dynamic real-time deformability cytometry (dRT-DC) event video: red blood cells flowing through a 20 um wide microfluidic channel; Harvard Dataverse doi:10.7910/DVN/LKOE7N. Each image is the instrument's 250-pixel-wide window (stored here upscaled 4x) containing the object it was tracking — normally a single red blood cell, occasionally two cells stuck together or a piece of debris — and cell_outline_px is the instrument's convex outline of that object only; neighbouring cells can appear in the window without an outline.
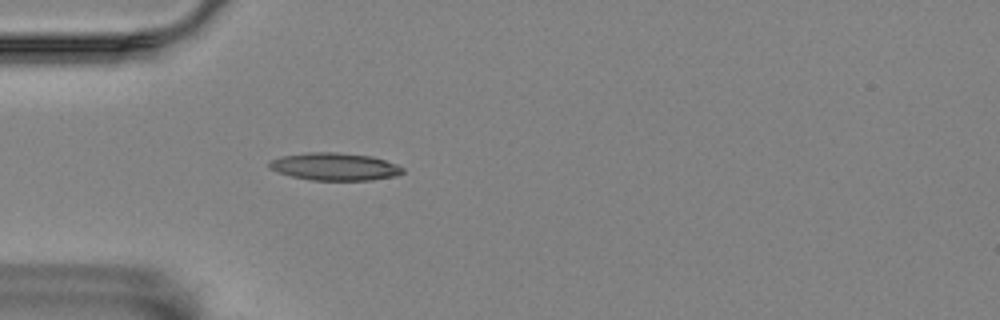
{"species": "Egyptian fruit bat (a non-hibernating species)", "species_latin": "Rousettus aegyptiacus", "temperature_condition": "room temperature", "stored_images_in_passage": 41, "camera_frame_rate_fps": 3000, "um_per_image_px": 0.085, "animal": {"sex": "female"}, "frame": {"image": 1, "passage_image": 1, "time_ms": 0.0, "image_size_px": [1000, 320], "cell_outline_px": [[404, 172], [396, 176], [372, 180], [312, 180], [292, 176], [276, 172], [268, 168], [268, 160], [280, 156], [308, 152], [336, 152], [372, 156], [396, 164], [404, 168]], "centroid_in_image_um": [28.41, 14.16], "position_along_channel_um": 56.6, "area_um2": 21.62}}
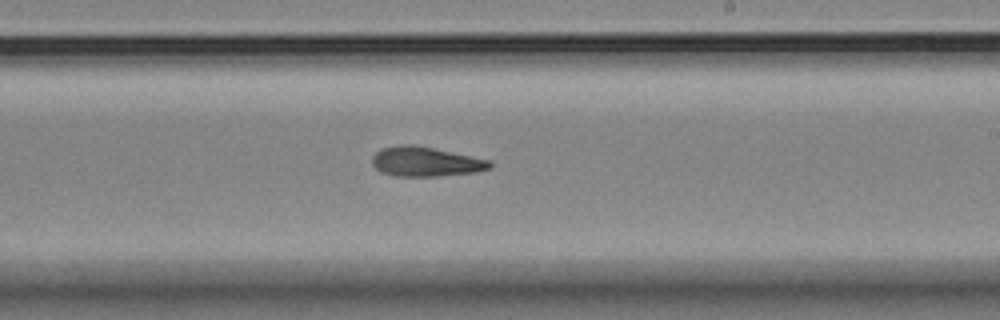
{"frame": {"image": 2, "passage_image": 18, "time_ms": 5.667, "image_size_px": [1000, 320], "cell_outline_px": [[492, 168], [476, 172], [436, 176], [392, 176], [380, 172], [372, 164], [372, 156], [380, 148], [400, 144], [416, 144], [492, 160]], "centroid_in_image_um": [36.17, 13.73], "position_along_channel_um": 252.8, "area_um2": 20.69}}
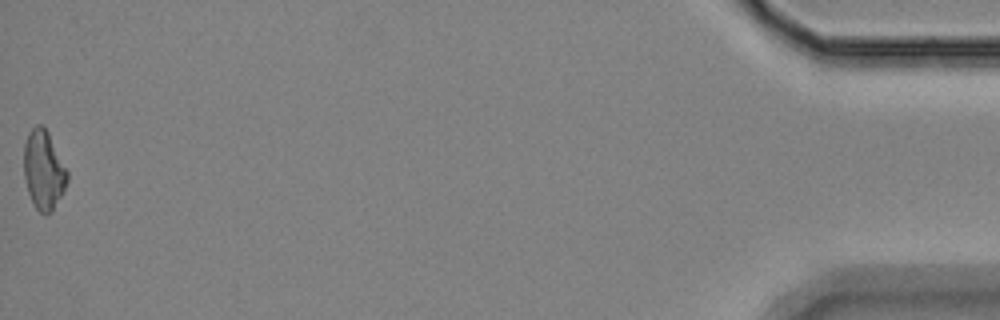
{"frame": {"image": 3, "passage_image": 41, "time_ms": 13.333, "image_size_px": [1000, 320], "cell_outline_px": [[68, 180], [64, 192], [52, 212], [44, 216], [36, 208], [28, 192], [24, 176], [24, 144], [28, 132], [36, 124], [40, 124], [48, 132], [68, 172]], "centroid_in_image_um": [3.71, 14.47], "position_along_channel_um": 431.5, "area_um2": 20.06}, "authors_computed_cell_mechanics": {"area_um2": 19.9988, "velocity_mm_per_s": 3.5476, "shape_relaxation_time_tau1_ms": null, "shape_relaxation_time_tau2_ms": 4.4655, "deformation_change_tau1": null, "deformation_change_tau2": 0.1496}}